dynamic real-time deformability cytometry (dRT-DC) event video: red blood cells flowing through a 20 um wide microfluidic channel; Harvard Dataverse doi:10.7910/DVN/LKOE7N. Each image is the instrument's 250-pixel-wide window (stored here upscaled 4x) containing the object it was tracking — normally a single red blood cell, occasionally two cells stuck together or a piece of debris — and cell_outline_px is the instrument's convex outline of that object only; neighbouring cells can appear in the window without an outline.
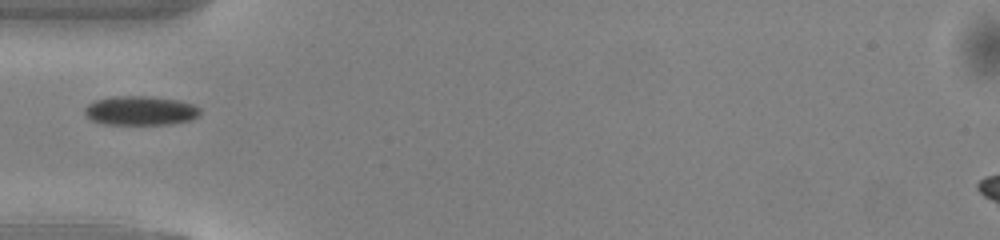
{"species": "common noctule bat (a hibernating species)", "species_latin": "Nyctalus noctula", "temperature_condition": "warm", "stored_images_in_passage": 34, "camera_frame_rate_fps": 3000, "um_per_image_px": 0.085, "animal": {"sex": "male", "body_mass_g": 13.0, "forearm_length_mm": 53.1}, "frame": {"image": 1, "passage_image": 1, "time_ms": 0.0, "image_size_px": [1000, 240], "cell_outline_px": [[200, 116], [192, 120], [172, 124], [104, 124], [92, 120], [84, 112], [84, 108], [88, 104], [96, 100], [112, 96], [144, 96], [176, 100], [192, 104], [200, 108]], "centroid_in_image_um": [11.95, 9.41], "position_along_channel_um": 73.0, "area_um2": 19.59}}
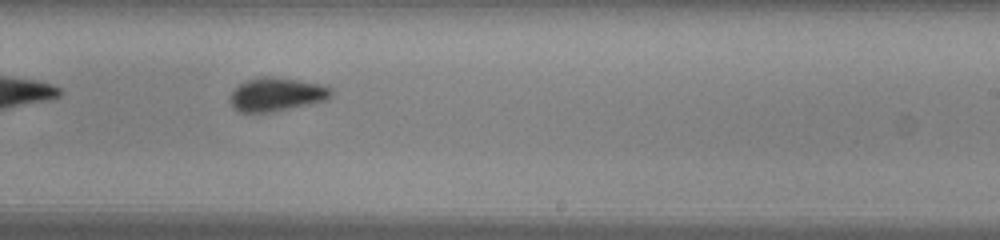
{"frame": {"image": 2, "passage_image": 15, "time_ms": 4.667, "image_size_px": [1000, 240], "cell_outline_px": [[332, 96], [324, 100], [308, 104], [272, 112], [240, 112], [232, 108], [228, 100], [228, 96], [240, 84], [248, 80], [264, 76], [268, 76], [296, 80], [320, 84], [332, 88]], "centroid_in_image_um": [23.46, 8.04], "position_along_channel_um": 265.5, "area_um2": 19.59}}
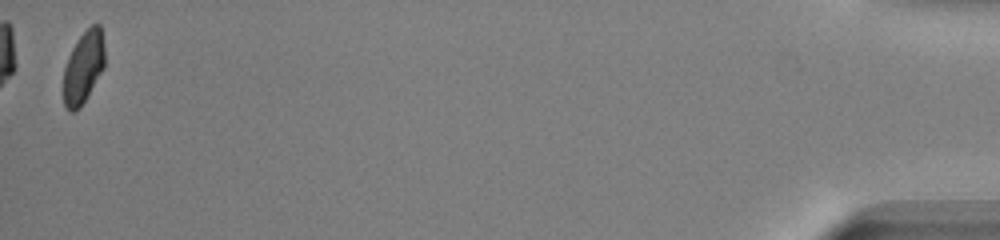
{"frame": {"image": 3, "passage_image": 34, "time_ms": 11.0, "image_size_px": [1000, 240], "cell_outline_px": [[104, 68], [80, 108], [76, 112], [68, 112], [64, 108], [64, 68], [68, 56], [72, 48], [80, 36], [92, 24], [100, 24], [104, 44]], "centroid_in_image_um": [7.09, 5.74], "position_along_channel_um": 428.1, "area_um2": 17.4}}